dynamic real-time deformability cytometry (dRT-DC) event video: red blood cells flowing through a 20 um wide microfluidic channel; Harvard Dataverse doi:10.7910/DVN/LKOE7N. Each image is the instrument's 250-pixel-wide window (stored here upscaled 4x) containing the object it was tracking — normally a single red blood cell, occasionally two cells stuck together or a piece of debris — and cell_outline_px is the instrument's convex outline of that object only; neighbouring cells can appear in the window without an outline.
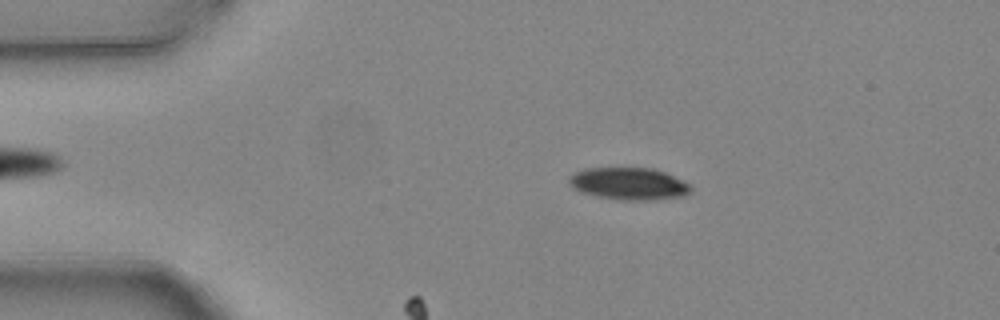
{"species": "common noctule bat (a hibernating species)", "species_latin": "Nyctalus noctula", "temperature_condition": "warm", "stored_images_in_passage": 5, "camera_frame_rate_fps": 3000, "um_per_image_px": 0.085, "animal": {"sex": "female", "body_mass_g": 24.6, "forearm_length_mm": 56.2}, "frame": {"image": 1, "passage_image": 2, "time_ms": 0.333, "image_size_px": [1000, 320], "cell_outline_px": [[692, 192], [684, 196], [656, 200], [620, 200], [596, 196], [580, 192], [572, 188], [568, 184], [568, 176], [584, 168], [652, 168], [664, 172], [692, 184]], "centroid_in_image_um": [53.46, 15.62], "position_along_channel_um": 31.5, "area_um2": 23.24}}